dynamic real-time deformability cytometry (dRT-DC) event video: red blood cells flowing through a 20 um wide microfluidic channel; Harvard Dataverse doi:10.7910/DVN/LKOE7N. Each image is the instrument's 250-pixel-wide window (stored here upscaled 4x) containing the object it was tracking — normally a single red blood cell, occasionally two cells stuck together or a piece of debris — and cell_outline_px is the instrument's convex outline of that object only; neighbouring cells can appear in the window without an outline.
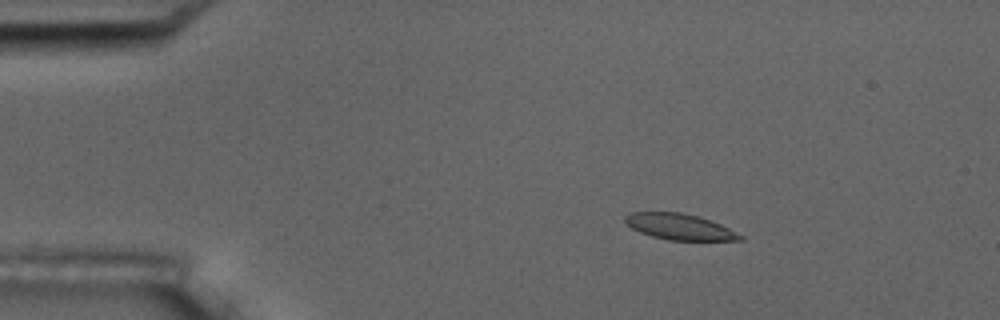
{"species": "common noctule bat (a hibernating species)", "species_latin": "Nyctalus noctula", "temperature_condition": "room temperature", "stored_images_in_passage": 5, "camera_frame_rate_fps": 3000, "um_per_image_px": 0.085, "animal": {"sex": "male", "body_mass_g": 17.5, "forearm_length_mm": 52.3}, "frame": {"image": 1, "passage_image": 3, "time_ms": 2.0, "image_size_px": [1000, 320], "cell_outline_px": [[744, 240], [668, 240], [652, 236], [640, 232], [632, 228], [624, 220], [624, 216], [632, 212], [680, 212], [696, 216], [720, 224], [744, 236]], "centroid_in_image_um": [57.75, 19.28], "position_along_channel_um": 27.2, "area_um2": 17.17}}